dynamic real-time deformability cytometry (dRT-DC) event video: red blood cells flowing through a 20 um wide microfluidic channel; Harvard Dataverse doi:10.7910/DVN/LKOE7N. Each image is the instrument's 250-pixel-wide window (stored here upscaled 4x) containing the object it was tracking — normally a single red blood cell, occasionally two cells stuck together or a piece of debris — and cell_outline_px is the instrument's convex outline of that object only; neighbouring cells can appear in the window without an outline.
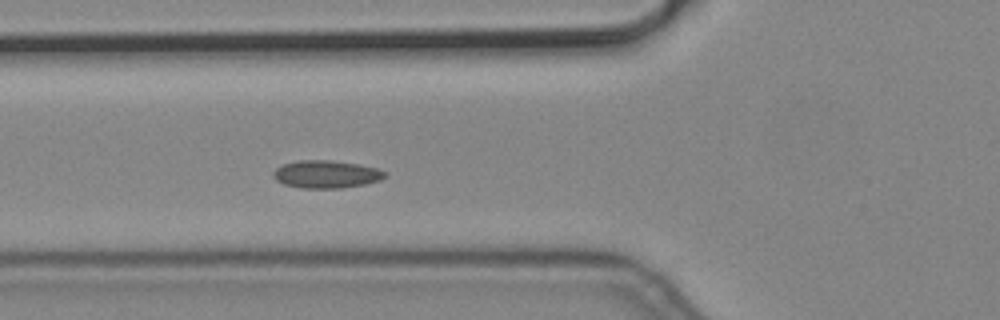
{"species": "common noctule bat (a hibernating species)", "species_latin": "Nyctalus noctula", "temperature_condition": "cold", "stored_images_in_passage": 4, "camera_frame_rate_fps": 3000, "um_per_image_px": 0.085, "animal": {"sex": "male", "body_mass_g": 19.2, "forearm_length_mm": 51.8}, "frame": {"image": 1, "passage_image": 4, "time_ms": 1.0, "image_size_px": [1000, 320], "cell_outline_px": [[388, 176], [380, 180], [364, 184], [340, 188], [300, 188], [284, 184], [276, 180], [272, 176], [272, 172], [276, 168], [284, 164], [300, 160], [332, 160], [356, 164], [376, 168], [388, 172]], "centroid_in_image_um": [27.73, 14.81], "position_along_channel_um": 98.1, "area_um2": 18.03}}